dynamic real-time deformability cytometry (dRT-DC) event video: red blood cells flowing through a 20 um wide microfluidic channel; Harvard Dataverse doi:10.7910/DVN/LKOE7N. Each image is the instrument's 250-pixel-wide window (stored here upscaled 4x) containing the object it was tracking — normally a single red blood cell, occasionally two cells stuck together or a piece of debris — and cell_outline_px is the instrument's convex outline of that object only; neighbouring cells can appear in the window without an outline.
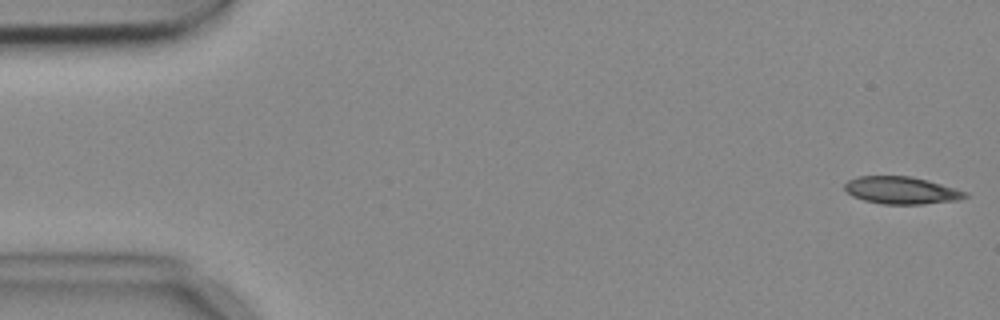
{"species": "common noctule bat (a hibernating species)", "species_latin": "Nyctalus noctula", "temperature_condition": "cold", "stored_images_in_passage": 4, "camera_frame_rate_fps": 3000, "um_per_image_px": 0.085, "animal": {"sex": "female", "body_mass_g": 18.4}, "frame": {"image": 1, "passage_image": 1, "time_ms": 0.0, "image_size_px": [1000, 320], "cell_outline_px": [[968, 196], [960, 200], [924, 204], [884, 204], [864, 200], [852, 196], [844, 188], [844, 184], [848, 180], [860, 176], [912, 176], [928, 180], [956, 188], [968, 192]], "centroid_in_image_um": [76.66, 16.18], "position_along_channel_um": 8.3, "area_um2": 19.31}}
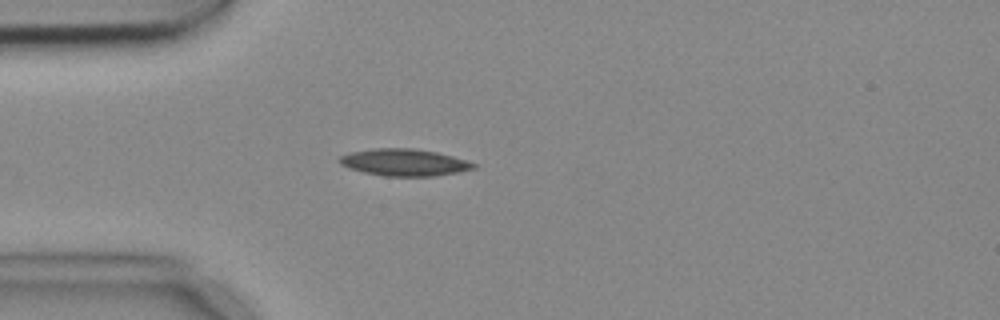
{"frame": {"image": 2, "passage_image": 4, "time_ms": 1.0, "image_size_px": [1000, 320], "cell_outline_px": [[476, 168], [456, 172], [432, 176], [384, 176], [364, 172], [348, 168], [340, 164], [336, 160], [340, 156], [352, 152], [376, 148], [412, 148], [436, 152], [468, 160], [476, 164]], "centroid_in_image_um": [34.34, 13.8], "position_along_channel_um": 50.7, "area_um2": 20.98}}